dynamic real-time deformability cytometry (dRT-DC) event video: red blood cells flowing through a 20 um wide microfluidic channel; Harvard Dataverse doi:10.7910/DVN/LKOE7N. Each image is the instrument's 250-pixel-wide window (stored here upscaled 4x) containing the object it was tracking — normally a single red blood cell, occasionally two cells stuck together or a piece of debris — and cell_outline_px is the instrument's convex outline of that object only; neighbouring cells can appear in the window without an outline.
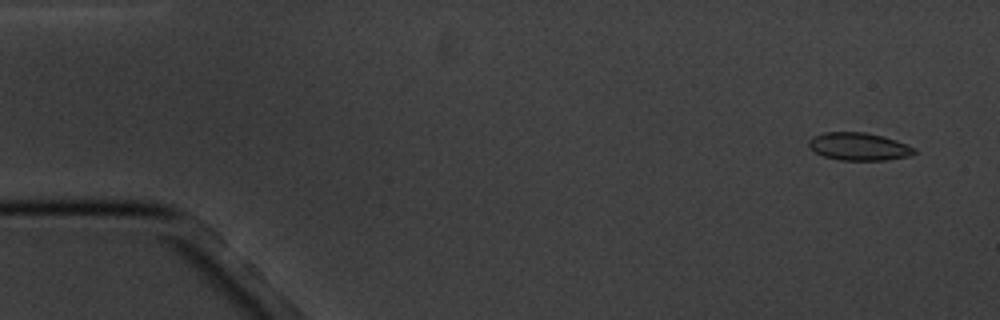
{"species": "common noctule bat (a hibernating species)", "species_latin": "Nyctalus noctula", "temperature_condition": "cold", "stored_images_in_passage": 6, "camera_frame_rate_fps": 3000, "um_per_image_px": 0.085, "animal": {"sex": "male", "body_mass_g": 20.1, "forearm_length_mm": 53.5}, "frame": {"image": 1, "passage_image": 2, "time_ms": 1.0, "image_size_px": [1000, 320], "cell_outline_px": [[916, 152], [912, 156], [884, 160], [840, 160], [824, 156], [808, 148], [808, 140], [812, 136], [824, 132], [864, 132], [884, 136], [896, 140], [916, 148]], "centroid_in_image_um": [73.0, 12.45], "position_along_channel_um": 12.0, "area_um2": 17.22}}
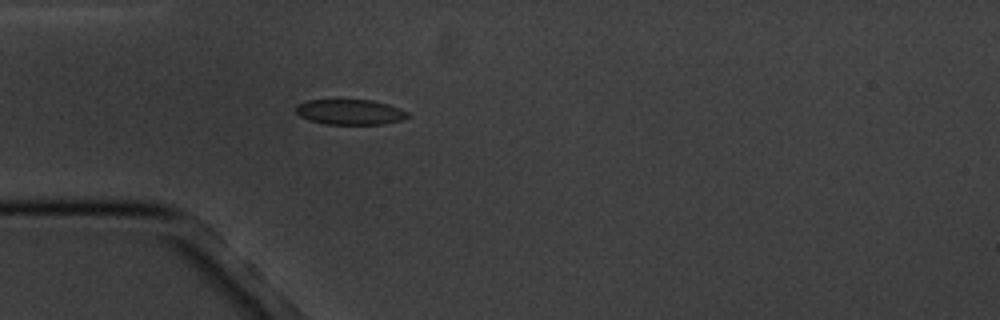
{"frame": {"image": 2, "passage_image": 6, "time_ms": 5.333, "image_size_px": [1000, 320], "cell_outline_px": [[412, 116], [400, 120], [384, 124], [324, 124], [308, 120], [300, 116], [296, 112], [296, 104], [308, 100], [372, 100], [388, 104], [400, 108], [408, 112]], "centroid_in_image_um": [29.76, 9.52], "position_along_channel_um": 55.2, "area_um2": 16.59}}